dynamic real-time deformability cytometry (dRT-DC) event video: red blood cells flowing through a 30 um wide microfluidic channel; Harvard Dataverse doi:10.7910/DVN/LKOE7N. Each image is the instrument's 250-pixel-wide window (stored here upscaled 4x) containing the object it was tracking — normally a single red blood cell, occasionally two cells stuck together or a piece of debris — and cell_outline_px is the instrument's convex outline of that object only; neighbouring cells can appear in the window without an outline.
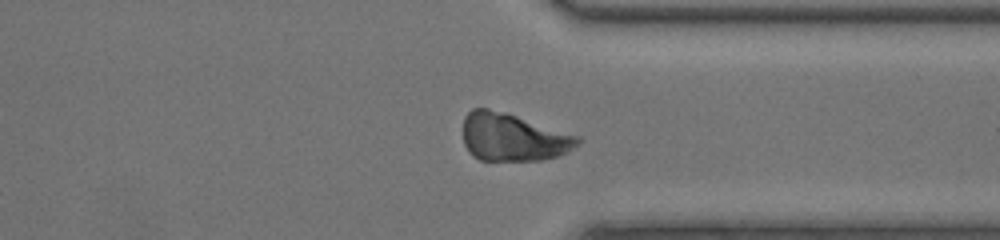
{"species": "common noctule bat (a hibernating species)", "species_latin": "Nyctalus noctula", "temperature_condition": "room temperature", "stored_images_in_passage": 36, "segment_of_instrument_passage": [2, 2], "camera_frame_rate_fps": 3000, "um_per_image_px": 0.085, "animal": {"sex": "female", "body_mass_g": 20.0, "forearm_length_mm": 54.0}, "frame": {"image": 1, "passage_image": 31, "time_ms": 10.0, "image_size_px": [1000, 240], "cell_outline_px": [[564, 140], [552, 152], [540, 156], [504, 156], [500, 116], [508, 116]], "centroid_in_image_um": [44.7, 11.83], "position_along_channel_um": 366.7, "area_um2": 12.02}}